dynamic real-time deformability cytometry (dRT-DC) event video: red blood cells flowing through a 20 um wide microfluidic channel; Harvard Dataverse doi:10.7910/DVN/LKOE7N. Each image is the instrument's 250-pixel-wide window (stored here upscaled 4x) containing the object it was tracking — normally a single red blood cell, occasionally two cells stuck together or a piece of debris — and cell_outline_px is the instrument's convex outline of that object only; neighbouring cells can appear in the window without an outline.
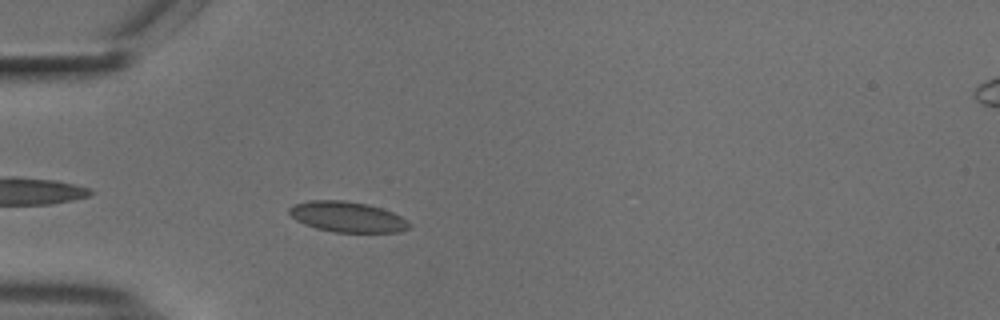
{"species": "common noctule bat (a hibernating species)", "species_latin": "Nyctalus noctula", "temperature_condition": "cold", "stored_images_in_passage": 42, "camera_frame_rate_fps": 3000, "um_per_image_px": 0.085, "animal": {"sex": "male", "body_mass_g": 18.8}, "frame": {"image": 1, "passage_image": 4, "time_ms": 1.0, "image_size_px": [1000, 320], "cell_outline_px": [[412, 224], [408, 228], [400, 232], [332, 232], [316, 228], [304, 224], [296, 220], [288, 212], [288, 208], [292, 204], [308, 200], [344, 200], [368, 204], [392, 212], [408, 220]], "centroid_in_image_um": [29.5, 18.43], "position_along_channel_um": 55.5, "area_um2": 21.5}}
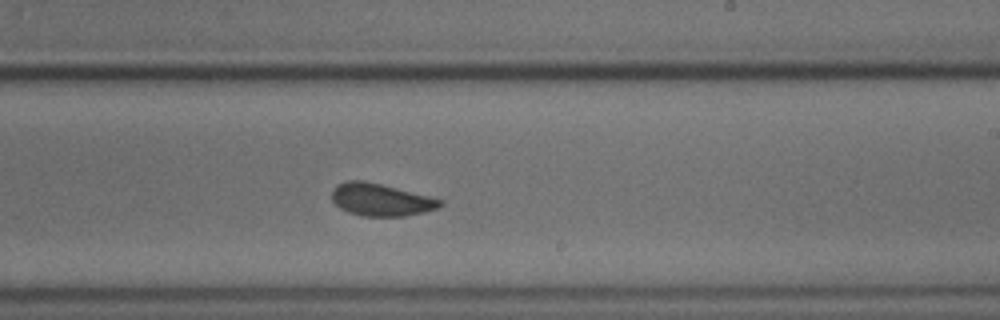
{"frame": {"image": 2, "passage_image": 21, "time_ms": 6.667, "image_size_px": [1000, 320], "cell_outline_px": [[444, 204], [436, 208], [424, 212], [404, 216], [360, 216], [348, 212], [340, 208], [332, 200], [332, 188], [336, 184], [348, 180], [364, 180], [444, 200]], "centroid_in_image_um": [32.34, 16.97], "position_along_channel_um": 256.7, "area_um2": 20.4}}
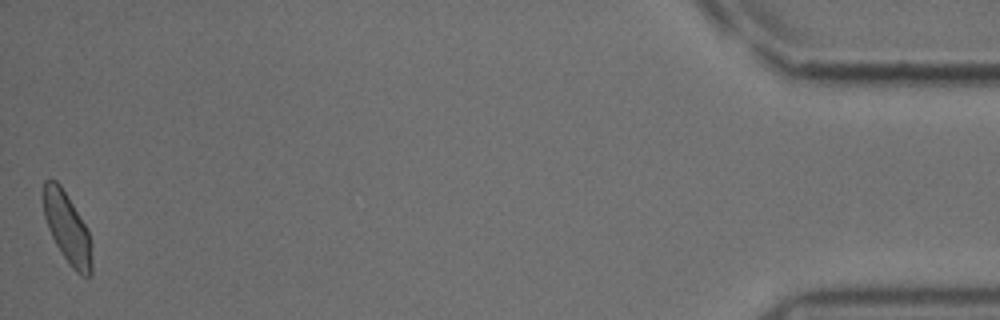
{"frame": {"image": 3, "passage_image": 42, "time_ms": 13.667, "image_size_px": [1000, 320], "cell_outline_px": [[92, 272], [88, 276], [80, 276], [68, 264], [56, 244], [48, 228], [44, 216], [44, 180], [56, 180], [60, 184], [84, 224], [88, 232], [92, 260]], "centroid_in_image_um": [5.71, 19.43], "position_along_channel_um": 429.5, "area_um2": 19.42}, "authors_computed_cell_mechanics": {"area_um2": 20.1144, "velocity_mm_per_s": 3.7097, "shape_relaxation_time_tau1_ms": 5.5566, "shape_relaxation_time_tau2_ms": 1.6619, "deformation_change_tau1": 0.1064, "deformation_change_tau2": 0.0439}}